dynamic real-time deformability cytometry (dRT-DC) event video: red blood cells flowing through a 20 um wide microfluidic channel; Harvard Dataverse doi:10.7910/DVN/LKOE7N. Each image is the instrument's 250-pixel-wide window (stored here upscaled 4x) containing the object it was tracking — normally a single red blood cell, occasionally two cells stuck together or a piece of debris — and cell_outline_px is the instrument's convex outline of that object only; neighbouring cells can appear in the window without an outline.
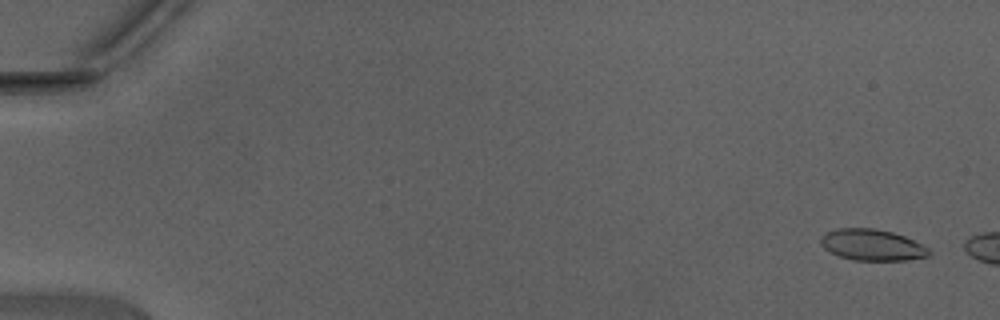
{"species": "Egyptian fruit bat (a non-hibernating species)", "species_latin": "Rousettus aegyptiacus", "temperature_condition": "warm", "stored_images_in_passage": 7, "camera_frame_rate_fps": 3000, "um_per_image_px": 0.085, "animal": {"sex": "male"}, "frame": {"image": 1, "passage_image": 3, "time_ms": 0.667, "image_size_px": [1000, 320], "cell_outline_px": [[932, 252], [928, 256], [904, 260], [852, 260], [828, 252], [820, 244], [820, 236], [836, 228], [872, 228], [892, 232], [904, 236], [928, 248]], "centroid_in_image_um": [74.08, 20.82], "position_along_channel_um": 10.9, "area_um2": 19.65}}